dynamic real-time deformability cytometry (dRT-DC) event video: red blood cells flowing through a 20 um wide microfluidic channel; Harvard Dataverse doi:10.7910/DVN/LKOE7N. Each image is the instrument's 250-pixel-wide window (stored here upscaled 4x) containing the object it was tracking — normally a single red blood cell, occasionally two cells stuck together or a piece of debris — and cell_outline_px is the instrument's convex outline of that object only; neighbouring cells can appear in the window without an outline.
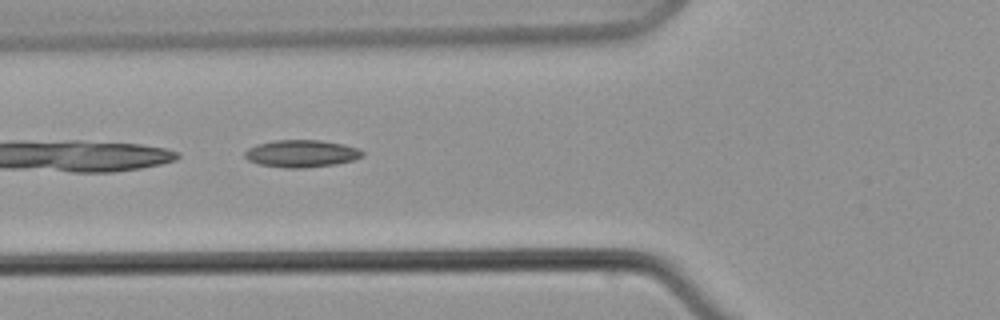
{"species": "common noctule bat (a hibernating species)", "species_latin": "Nyctalus noctula", "temperature_condition": "warm", "stored_images_in_passage": 5, "camera_frame_rate_fps": 3000, "um_per_image_px": 0.085, "animal": {"sex": "male", "body_mass_g": 21.5, "forearm_length_mm": 52.0}, "frame": {"image": 1, "passage_image": 5, "time_ms": 6.333, "image_size_px": [1000, 320], "cell_outline_px": [[364, 156], [352, 160], [336, 164], [304, 168], [284, 168], [256, 164], [248, 160], [244, 156], [244, 152], [248, 148], [256, 144], [272, 140], [320, 140], [344, 144], [356, 148], [364, 152]], "centroid_in_image_um": [25.58, 13.05], "position_along_channel_um": 100.2, "area_um2": 18.9}}